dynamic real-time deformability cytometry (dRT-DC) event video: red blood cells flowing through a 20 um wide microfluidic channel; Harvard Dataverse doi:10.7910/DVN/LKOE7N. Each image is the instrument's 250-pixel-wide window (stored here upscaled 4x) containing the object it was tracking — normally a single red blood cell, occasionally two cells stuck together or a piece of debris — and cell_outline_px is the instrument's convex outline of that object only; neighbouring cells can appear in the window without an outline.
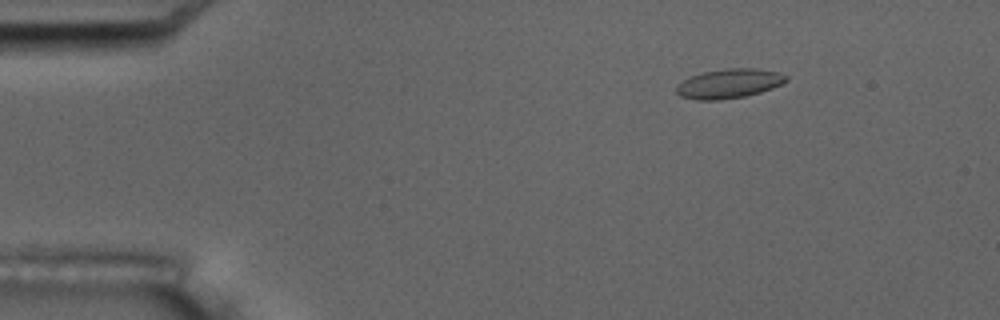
{"species": "common noctule bat (a hibernating species)", "species_latin": "Nyctalus noctula", "temperature_condition": "room temperature", "stored_images_in_passage": 17, "camera_frame_rate_fps": 3000, "um_per_image_px": 0.085, "animal": {"sex": "male", "body_mass_g": 17.5, "forearm_length_mm": 52.3}, "frame": {"image": 1, "passage_image": 3, "time_ms": 2.667, "image_size_px": [1000, 320], "cell_outline_px": [[788, 80], [772, 88], [760, 92], [744, 96], [720, 100], [696, 100], [680, 96], [676, 92], [676, 84], [692, 76], [704, 72], [724, 68], [756, 68], [780, 72], [788, 76]], "centroid_in_image_um": [61.97, 7.1], "position_along_channel_um": 23.0, "area_um2": 18.84}}
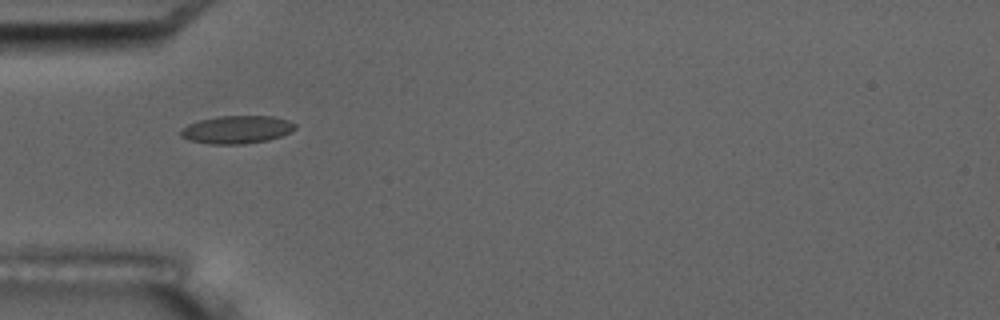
{"frame": {"image": 2, "passage_image": 6, "time_ms": 6.0, "image_size_px": [1000, 320], "cell_outline_px": [[296, 128], [280, 136], [268, 140], [244, 144], [208, 144], [188, 140], [180, 136], [180, 128], [188, 124], [200, 120], [220, 116], [272, 116], [288, 120], [296, 124]], "centroid_in_image_um": [20.09, 11.02], "position_along_channel_um": 64.9, "area_um2": 18.61}}